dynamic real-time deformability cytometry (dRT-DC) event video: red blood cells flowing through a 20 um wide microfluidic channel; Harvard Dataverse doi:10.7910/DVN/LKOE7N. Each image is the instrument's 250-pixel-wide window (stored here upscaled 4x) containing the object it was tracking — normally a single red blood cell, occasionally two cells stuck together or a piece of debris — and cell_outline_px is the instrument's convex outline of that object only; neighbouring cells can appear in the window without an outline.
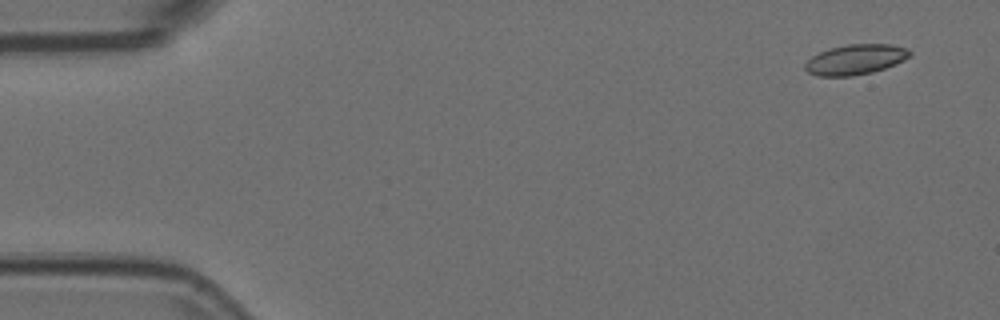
{"species": "Egyptian fruit bat (a non-hibernating species)", "species_latin": "Rousettus aegyptiacus", "temperature_condition": "room temperature", "stored_images_in_passage": 52, "camera_frame_rate_fps": 3000, "um_per_image_px": 0.085, "animal": {"sex": "female"}, "frame": {"image": 1, "passage_image": 1, "time_ms": 0.0, "image_size_px": [1000, 320], "cell_outline_px": [[912, 56], [896, 64], [872, 72], [852, 76], [816, 76], [808, 72], [804, 68], [804, 64], [812, 56], [820, 52], [832, 48], [848, 44], [892, 44], [908, 48], [912, 52]], "centroid_in_image_um": [72.75, 5.06], "position_along_channel_um": 12.3, "area_um2": 18.5}}
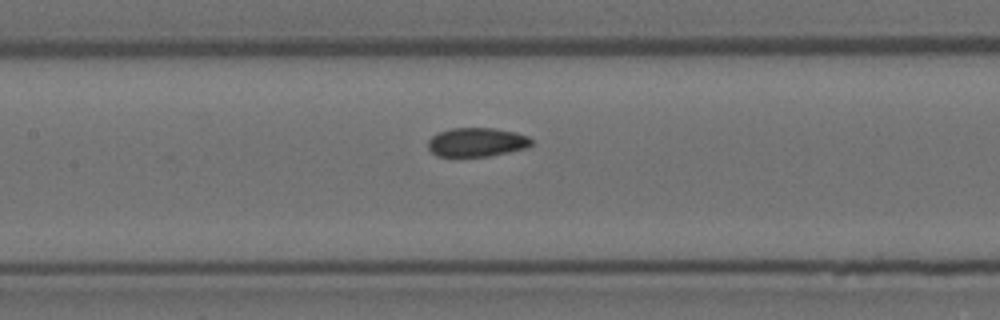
{"frame": {"image": 2, "passage_image": 23, "time_ms": 7.333, "image_size_px": [1000, 320], "cell_outline_px": [[532, 144], [528, 148], [488, 156], [436, 156], [428, 148], [428, 140], [432, 136], [440, 132], [452, 128], [496, 128], [516, 132], [528, 136], [532, 140]], "centroid_in_image_um": [40.55, 12.08], "position_along_channel_um": 166.9, "area_um2": 17.46}}
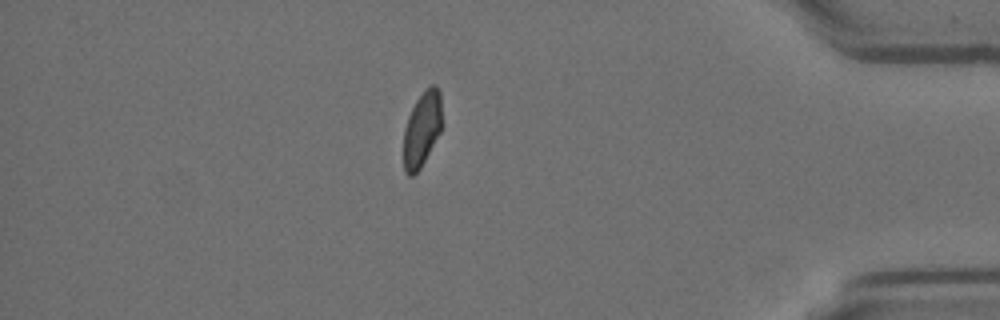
{"frame": {"image": 3, "passage_image": 45, "time_ms": 14.667, "image_size_px": [1000, 320], "cell_outline_px": [[440, 132], [420, 168], [412, 176], [408, 176], [404, 172], [404, 128], [408, 116], [416, 100], [432, 84], [436, 84], [440, 92]], "centroid_in_image_um": [35.84, 11.0], "position_along_channel_um": 399.4, "area_um2": 16.36}, "authors_computed_cell_mechanics": {"area_um2": 17.9758, "velocity_mm_per_s": 3.713, "shape_relaxation_time_tau1_ms": null, "shape_relaxation_time_tau2_ms": 1.4363, "deformation_change_tau1": null, "deformation_change_tau2": 0.0455}}